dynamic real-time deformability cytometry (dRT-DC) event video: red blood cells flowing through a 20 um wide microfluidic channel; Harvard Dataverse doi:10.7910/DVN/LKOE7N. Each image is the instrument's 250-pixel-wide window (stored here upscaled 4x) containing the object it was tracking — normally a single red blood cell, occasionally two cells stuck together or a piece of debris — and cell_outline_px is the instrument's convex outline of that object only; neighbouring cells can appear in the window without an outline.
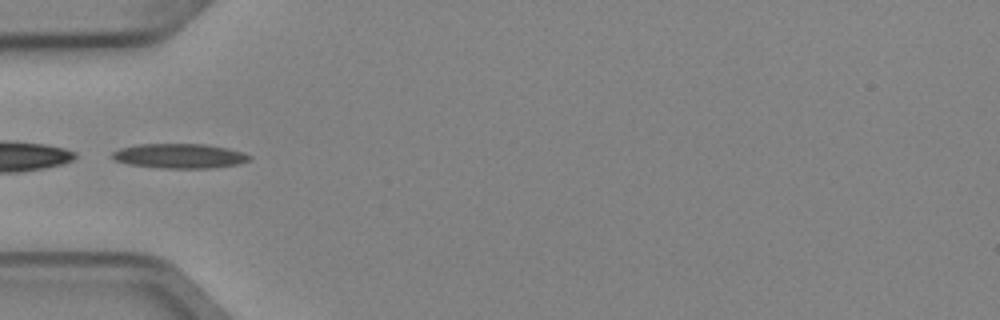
{"species": "Egyptian fruit bat (a non-hibernating species)", "species_latin": "Rousettus aegyptiacus", "temperature_condition": "cold", "stored_images_in_passage": 4, "camera_frame_rate_fps": 3000, "um_per_image_px": 0.085, "animal": {"sex": "female"}, "frame": {"image": 1, "passage_image": 4, "time_ms": 1.0, "image_size_px": [1000, 320], "cell_outline_px": [[252, 160], [240, 164], [212, 168], [160, 168], [128, 164], [112, 160], [112, 152], [120, 148], [136, 144], [204, 144], [228, 148], [252, 156]], "centroid_in_image_um": [15.26, 13.26], "position_along_channel_um": 69.7, "area_um2": 19.88}}